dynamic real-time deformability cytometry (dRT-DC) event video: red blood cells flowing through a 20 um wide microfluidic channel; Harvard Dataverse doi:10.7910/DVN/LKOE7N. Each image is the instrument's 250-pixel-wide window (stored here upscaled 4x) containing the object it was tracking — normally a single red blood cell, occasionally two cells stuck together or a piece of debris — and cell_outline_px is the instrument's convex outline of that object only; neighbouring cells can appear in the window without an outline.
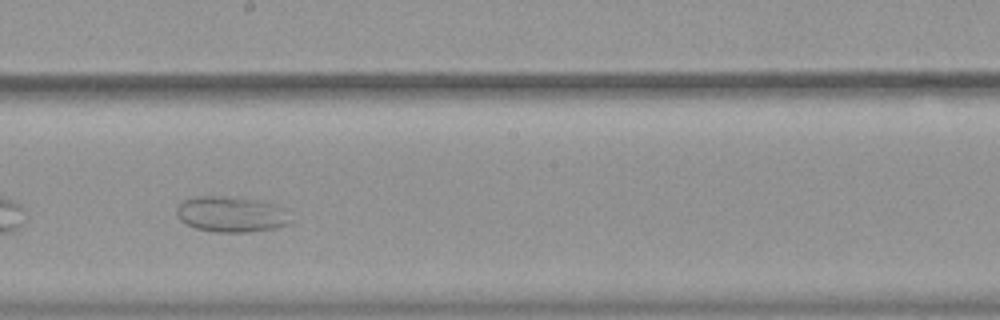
{"species": "common noctule bat (a hibernating species)", "species_latin": "Nyctalus noctula", "temperature_condition": "warm", "stored_images_in_passage": 36, "camera_frame_rate_fps": 3000, "um_per_image_px": 0.085, "animal": {"sex": "female", "body_mass_g": 19.9}, "frame": {"image": 1, "passage_image": 16, "time_ms": 5.0, "image_size_px": [1000, 320], "cell_outline_px": [[296, 220], [288, 224], [276, 228], [248, 232], [216, 232], [196, 228], [184, 224], [180, 220], [176, 212], [176, 208], [184, 200], [196, 196], [220, 196], [260, 200], [276, 204], [284, 208]], "centroid_in_image_um": [19.71, 18.22], "position_along_channel_um": 228.5, "area_um2": 24.1}}